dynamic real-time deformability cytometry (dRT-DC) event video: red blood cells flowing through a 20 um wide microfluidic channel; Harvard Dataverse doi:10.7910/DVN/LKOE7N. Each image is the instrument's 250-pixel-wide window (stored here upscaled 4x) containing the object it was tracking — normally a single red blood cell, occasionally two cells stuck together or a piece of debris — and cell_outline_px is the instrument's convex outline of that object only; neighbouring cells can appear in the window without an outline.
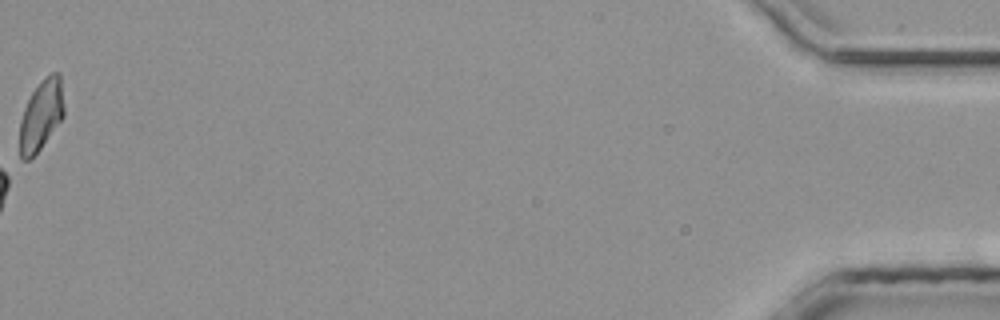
{"species": "common noctule bat (a hibernating species)", "species_latin": "Nyctalus noctula", "temperature_condition": "room temperature", "stored_images_in_passage": 41, "camera_frame_rate_fps": 3000, "um_per_image_px": 0.085, "animal": {"sex": "male", "body_mass_g": 20.4}, "frame": {"image": 1, "passage_image": 41, "time_ms": 13.333, "image_size_px": [1000, 320], "cell_outline_px": [[64, 116], [40, 148], [28, 160], [20, 160], [20, 120], [24, 108], [32, 92], [40, 80], [44, 76], [52, 72], [60, 72], [64, 104]], "centroid_in_image_um": [3.51, 9.74], "position_along_channel_um": 431.7, "area_um2": 18.21}}